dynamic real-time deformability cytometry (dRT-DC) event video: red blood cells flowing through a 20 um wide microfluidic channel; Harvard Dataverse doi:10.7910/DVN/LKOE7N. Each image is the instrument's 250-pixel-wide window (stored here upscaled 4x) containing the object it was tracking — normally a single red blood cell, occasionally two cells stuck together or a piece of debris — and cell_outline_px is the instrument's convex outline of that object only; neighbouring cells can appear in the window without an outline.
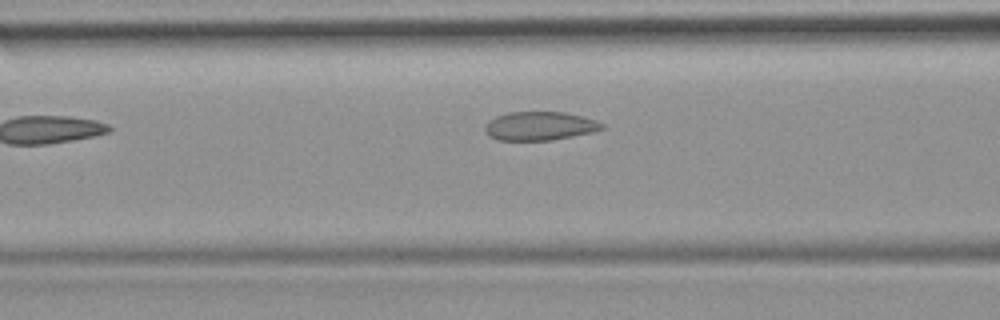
{"species": "common noctule bat (a hibernating species)", "species_latin": "Nyctalus noctula", "temperature_condition": "room temperature", "stored_images_in_passage": 32, "camera_frame_rate_fps": 3000, "um_per_image_px": 0.085, "animal": {"sex": "female", "body_mass_g": 19.9}, "frame": {"image": 1, "passage_image": 5, "time_ms": 1.333, "image_size_px": [1000, 320], "cell_outline_px": [[604, 128], [592, 132], [552, 140], [496, 140], [488, 136], [484, 132], [484, 128], [488, 120], [496, 116], [508, 112], [564, 112], [596, 120], [604, 124]], "centroid_in_image_um": [45.82, 10.71], "position_along_channel_um": 120.8, "area_um2": 19.59}}
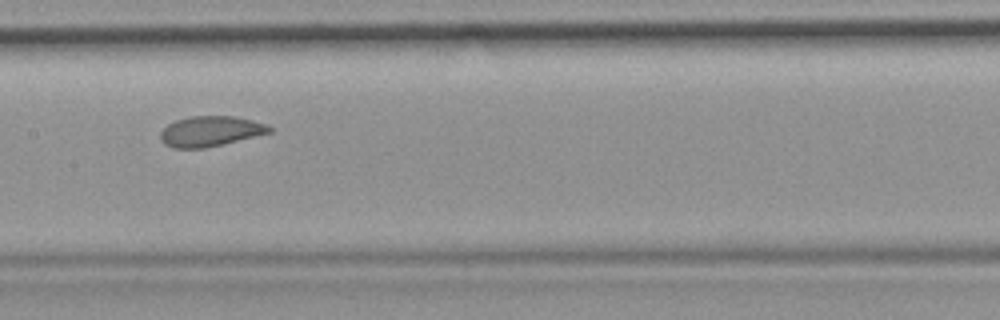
{"frame": {"image": 2, "passage_image": 10, "time_ms": 3.0, "image_size_px": [1000, 320], "cell_outline_px": [[272, 132], [204, 148], [172, 148], [164, 144], [160, 140], [160, 132], [168, 124], [176, 120], [188, 116], [232, 116], [252, 120], [268, 124], [272, 128]], "centroid_in_image_um": [17.86, 11.15], "position_along_channel_um": 189.5, "area_um2": 19.19}}